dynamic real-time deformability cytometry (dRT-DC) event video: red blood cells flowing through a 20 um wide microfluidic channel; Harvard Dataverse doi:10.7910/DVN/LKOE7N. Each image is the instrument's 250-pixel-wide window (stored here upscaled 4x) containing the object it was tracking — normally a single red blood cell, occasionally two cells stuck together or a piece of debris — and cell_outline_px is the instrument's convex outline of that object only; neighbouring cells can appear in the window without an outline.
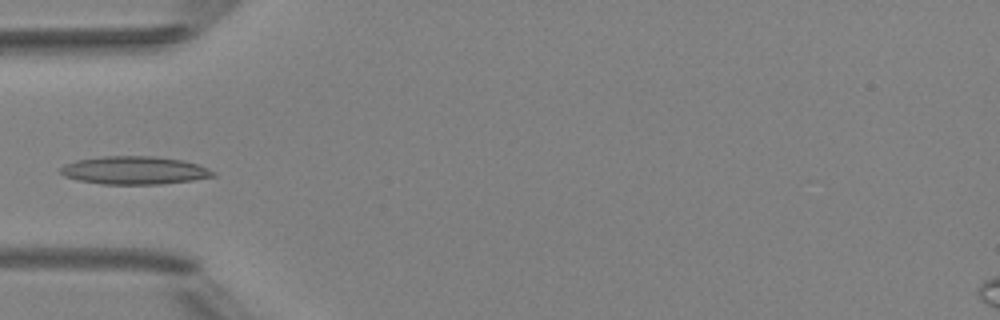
{"species": "Egyptian fruit bat (a non-hibernating species)", "species_latin": "Rousettus aegyptiacus", "temperature_condition": "room temperature", "stored_images_in_passage": 5, "camera_frame_rate_fps": 3000, "um_per_image_px": 0.085, "animal": {"sex": "female"}, "frame": {"image": 1, "passage_image": 5, "time_ms": 4.667, "image_size_px": [1000, 320], "cell_outline_px": [[216, 176], [192, 180], [160, 184], [100, 184], [80, 180], [64, 176], [60, 172], [60, 168], [64, 164], [76, 160], [100, 156], [156, 156], [184, 160], [208, 168], [216, 172]], "centroid_in_image_um": [11.43, 14.47], "position_along_channel_um": 73.6, "area_um2": 25.03}}